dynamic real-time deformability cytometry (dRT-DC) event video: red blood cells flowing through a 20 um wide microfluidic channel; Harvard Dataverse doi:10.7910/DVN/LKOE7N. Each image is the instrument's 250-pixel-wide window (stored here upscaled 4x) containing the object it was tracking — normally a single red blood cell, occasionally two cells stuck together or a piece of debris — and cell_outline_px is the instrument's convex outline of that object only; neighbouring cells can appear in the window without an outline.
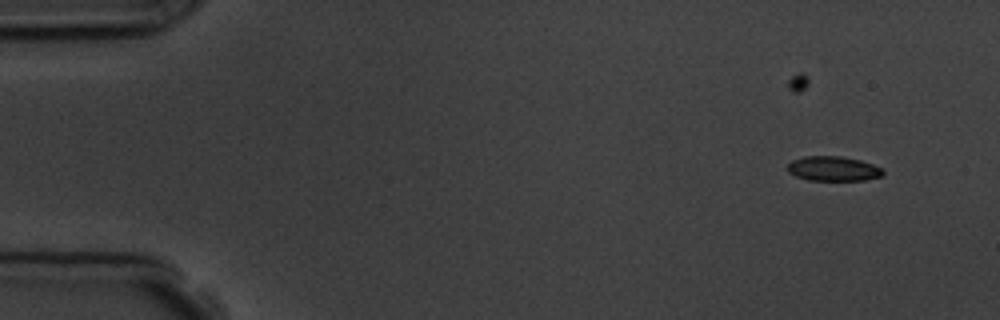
{"species": "common noctule bat (a hibernating species)", "species_latin": "Nyctalus noctula", "temperature_condition": "room temperature", "stored_images_in_passage": 5, "camera_frame_rate_fps": 3000, "um_per_image_px": 0.085, "animal": {"sex": "male", "body_mass_g": 19.5, "forearm_length_mm": 54.6}, "frame": {"image": 1, "passage_image": 1, "time_ms": 0.0, "image_size_px": [1000, 320], "cell_outline_px": [[884, 172], [880, 176], [864, 180], [808, 180], [796, 176], [788, 172], [788, 164], [792, 160], [804, 156], [840, 156], [860, 160], [872, 164], [880, 168]], "centroid_in_image_um": [70.79, 14.33], "position_along_channel_um": 14.2, "area_um2": 13.58}}
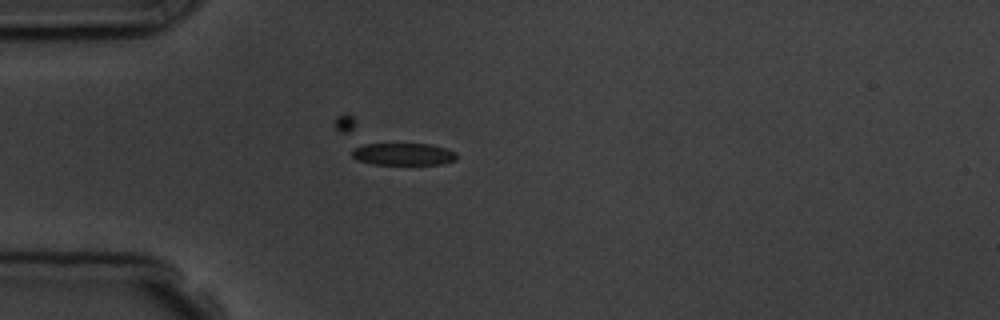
{"frame": {"image": 2, "passage_image": 4, "time_ms": 3.667, "image_size_px": [1000, 320], "cell_outline_px": [[456, 160], [444, 164], [372, 164], [356, 160], [352, 156], [352, 144], [428, 144], [444, 148], [456, 152]], "centroid_in_image_um": [34.2, 13.1], "position_along_channel_um": 50.8, "area_um2": 13.7}}